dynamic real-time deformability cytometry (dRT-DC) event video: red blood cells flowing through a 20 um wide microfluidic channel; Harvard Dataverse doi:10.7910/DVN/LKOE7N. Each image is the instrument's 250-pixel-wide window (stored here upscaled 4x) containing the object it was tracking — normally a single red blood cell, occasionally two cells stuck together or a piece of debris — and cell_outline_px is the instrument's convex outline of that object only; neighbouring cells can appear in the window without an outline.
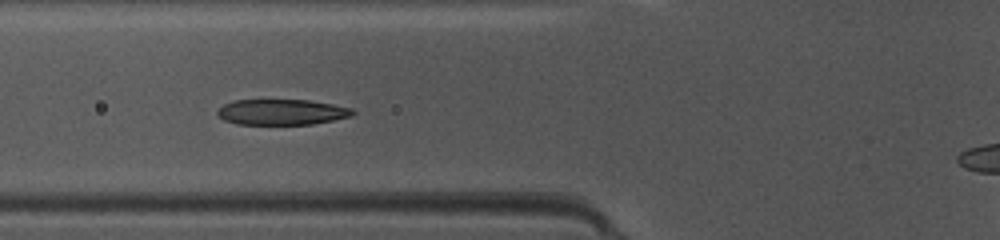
{"species": "common noctule bat (a hibernating species)", "species_latin": "Nyctalus noctula", "temperature_condition": "warm", "stored_images_in_passage": 9, "camera_frame_rate_fps": 3000, "um_per_image_px": 0.085, "animal": {"sex": "female", "body_mass_g": 10.0, "forearm_length_mm": 53.1}, "frame": {"image": 1, "passage_image": 7, "time_ms": 2.0, "image_size_px": [1000, 240], "cell_outline_px": [[356, 112], [352, 116], [312, 124], [236, 124], [224, 120], [216, 112], [224, 104], [232, 100], [308, 100], [332, 104], [352, 108]], "centroid_in_image_um": [23.95, 9.52], "position_along_channel_um": 101.8, "area_um2": 20.11}}